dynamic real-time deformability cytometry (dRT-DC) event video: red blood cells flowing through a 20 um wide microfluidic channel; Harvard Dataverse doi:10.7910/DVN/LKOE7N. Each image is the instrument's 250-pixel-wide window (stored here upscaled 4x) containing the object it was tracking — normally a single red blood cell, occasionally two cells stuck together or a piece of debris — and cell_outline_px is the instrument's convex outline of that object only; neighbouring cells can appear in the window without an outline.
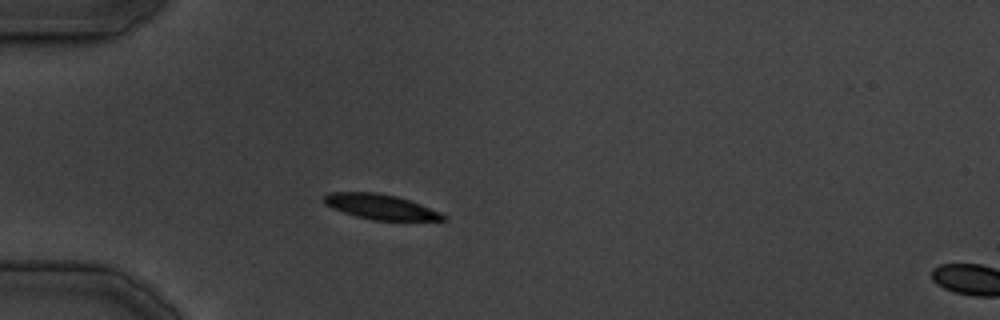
{"species": "common noctule bat (a hibernating species)", "species_latin": "Nyctalus noctula", "temperature_condition": "cold", "stored_images_in_passage": 7, "camera_frame_rate_fps": 3000, "um_per_image_px": 0.085, "animal": {"sex": "male", "body_mass_g": 19.5, "forearm_length_mm": 54.6}, "frame": {"image": 1, "passage_image": 5, "time_ms": 4.667, "image_size_px": [1000, 320], "cell_outline_px": [[448, 220], [372, 220], [356, 216], [332, 208], [324, 204], [324, 196], [328, 192], [376, 192], [396, 196], [420, 204], [440, 212], [448, 216]], "centroid_in_image_um": [32.35, 17.57], "position_along_channel_um": 52.7, "area_um2": 17.34}}